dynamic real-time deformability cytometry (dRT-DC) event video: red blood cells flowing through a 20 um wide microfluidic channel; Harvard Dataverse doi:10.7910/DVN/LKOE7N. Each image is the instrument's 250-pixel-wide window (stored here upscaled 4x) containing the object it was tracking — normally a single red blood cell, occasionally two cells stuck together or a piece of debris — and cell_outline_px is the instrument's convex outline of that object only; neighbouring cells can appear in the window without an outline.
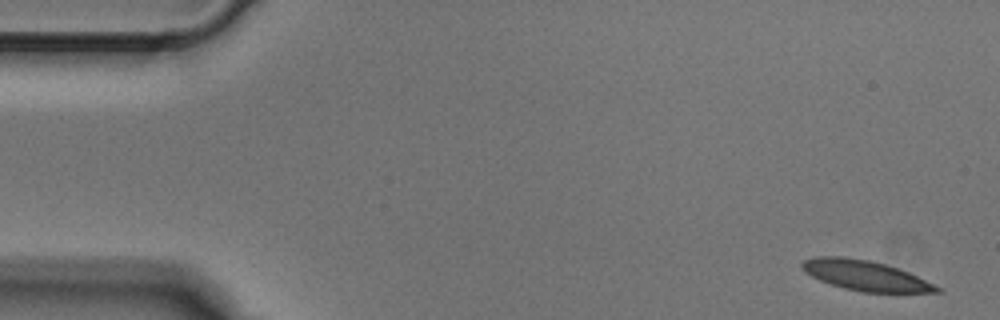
{"species": "Egyptian fruit bat (a non-hibernating species)", "species_latin": "Rousettus aegyptiacus", "temperature_condition": "cold", "stored_images_in_passage": 6, "camera_frame_rate_fps": 3000, "um_per_image_px": 0.085, "animal": {"sex": "male"}, "frame": {"image": 1, "passage_image": 1, "time_ms": 0.0, "image_size_px": [1000, 320], "cell_outline_px": [[944, 292], [860, 292], [844, 288], [820, 280], [804, 272], [800, 268], [800, 264], [804, 260], [816, 256], [844, 256], [872, 260], [908, 272], [944, 288]], "centroid_in_image_um": [73.55, 23.41], "position_along_channel_um": 11.4, "area_um2": 23.76}}
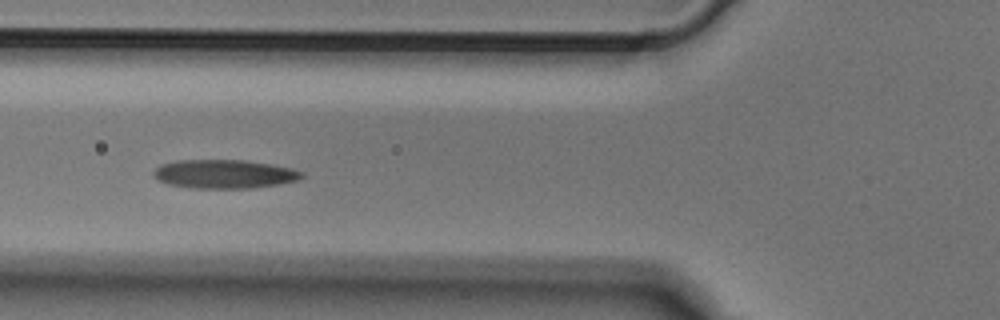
{"frame": {"image": 2, "passage_image": 5, "time_ms": 1.333, "image_size_px": [1000, 320], "cell_outline_px": [[304, 176], [296, 180], [280, 184], [252, 188], [188, 188], [168, 184], [156, 180], [152, 172], [160, 164], [176, 160], [244, 160], [272, 164], [292, 168], [304, 172]], "centroid_in_image_um": [19.04, 14.79], "position_along_channel_um": 106.8, "area_um2": 25.09}}
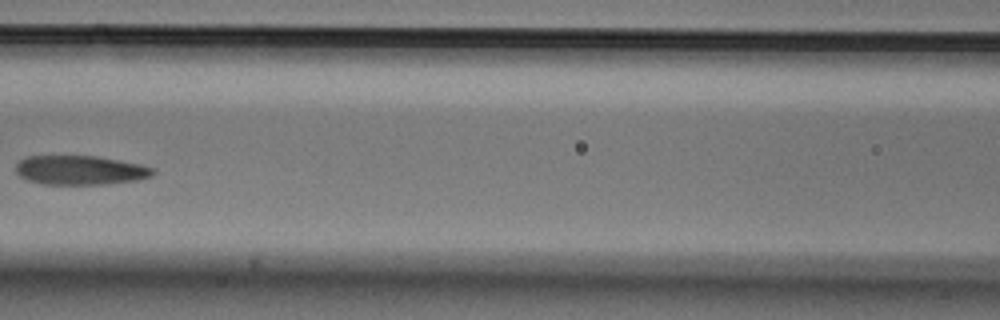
{"frame": {"image": 3, "passage_image": 6, "time_ms": 1.667, "image_size_px": [1000, 320], "cell_outline_px": [[156, 172], [152, 176], [136, 180], [104, 184], [44, 184], [28, 180], [20, 176], [16, 172], [16, 164], [20, 160], [28, 156], [96, 156], [140, 164], [156, 168]], "centroid_in_image_um": [6.84, 14.46], "position_along_channel_um": 159.8, "area_um2": 23.29}}